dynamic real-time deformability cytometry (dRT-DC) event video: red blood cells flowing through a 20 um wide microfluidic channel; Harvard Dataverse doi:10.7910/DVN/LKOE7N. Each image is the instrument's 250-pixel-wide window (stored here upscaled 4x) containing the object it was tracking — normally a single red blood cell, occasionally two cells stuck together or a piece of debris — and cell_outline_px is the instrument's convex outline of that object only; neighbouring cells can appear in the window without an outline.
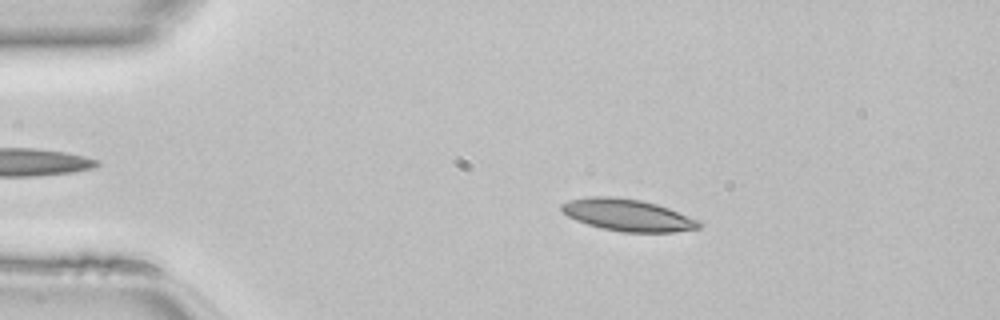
{"species": "common noctule bat (a hibernating species)", "species_latin": "Nyctalus noctula", "temperature_condition": "room temperature", "stored_images_in_passage": 47, "camera_frame_rate_fps": 3000, "um_per_image_px": 0.085, "animal": {"sex": "female", "body_mass_g": 22.7, "forearm_length_mm": 54.2}, "frame": {"image": 1, "passage_image": 9, "time_ms": 2.667, "image_size_px": [1000, 320], "cell_outline_px": [[700, 228], [672, 232], [624, 232], [600, 228], [576, 220], [568, 216], [560, 208], [560, 204], [568, 200], [592, 196], [608, 196], [640, 200], [656, 204], [668, 208], [696, 220], [700, 224]], "centroid_in_image_um": [53.29, 18.28], "position_along_channel_um": 31.7, "area_um2": 25.2}}
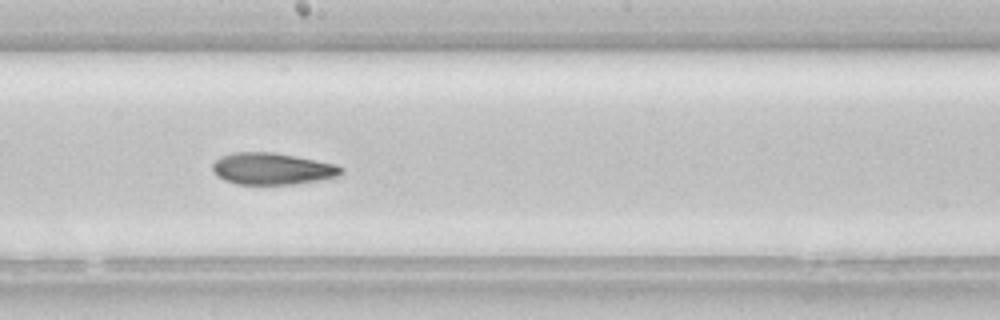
{"frame": {"image": 2, "passage_image": 26, "time_ms": 8.333, "image_size_px": [1000, 320], "cell_outline_px": [[344, 172], [340, 176], [320, 180], [296, 184], [236, 184], [224, 180], [212, 168], [212, 164], [220, 156], [232, 152], [272, 152], [296, 156], [336, 164], [344, 168]], "centroid_in_image_um": [23.18, 14.34], "position_along_channel_um": 225.0, "area_um2": 23.87}}
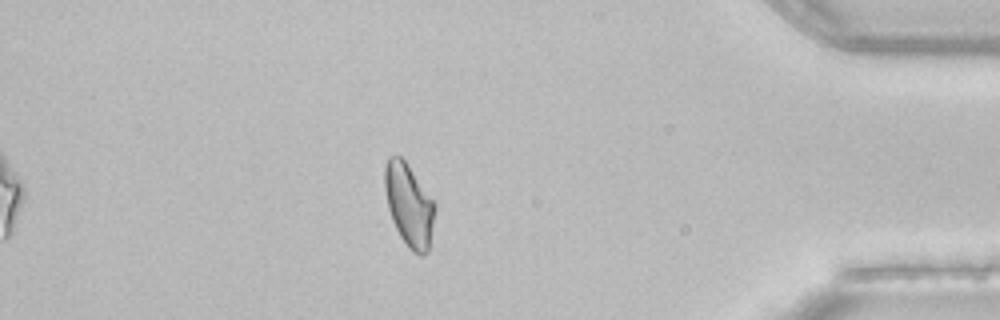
{"frame": {"image": 3, "passage_image": 41, "time_ms": 13.333, "image_size_px": [1000, 320], "cell_outline_px": [[436, 208], [428, 252], [424, 256], [420, 256], [412, 252], [408, 248], [400, 236], [392, 220], [388, 208], [384, 188], [384, 168], [388, 156], [400, 156], [404, 160], [436, 204]], "centroid_in_image_um": [34.76, 17.46], "position_along_channel_um": 400.4, "area_um2": 24.16}}